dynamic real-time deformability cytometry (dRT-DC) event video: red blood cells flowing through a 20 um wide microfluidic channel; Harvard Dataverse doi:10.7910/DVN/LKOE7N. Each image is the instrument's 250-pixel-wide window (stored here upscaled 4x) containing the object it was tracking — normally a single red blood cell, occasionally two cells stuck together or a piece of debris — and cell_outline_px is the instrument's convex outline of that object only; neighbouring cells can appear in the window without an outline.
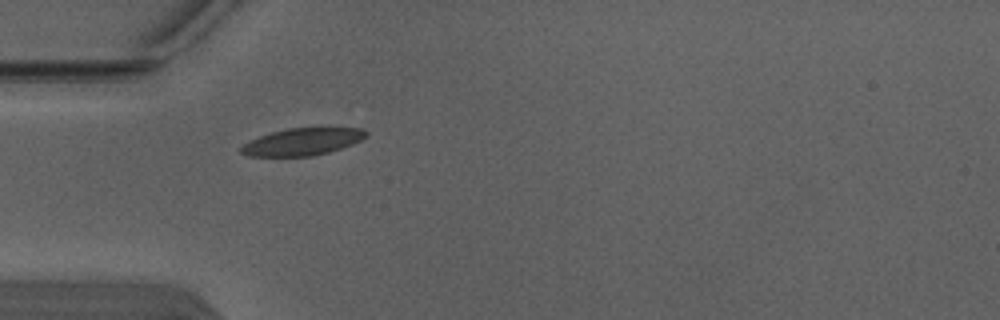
{"species": "Egyptian fruit bat (a non-hibernating species)", "species_latin": "Rousettus aegyptiacus", "temperature_condition": "warm", "stored_images_in_passage": 1, "camera_frame_rate_fps": 3000, "um_per_image_px": 0.085, "animal": {"sex": "male"}, "frame": {"image": 1, "passage_image": 1, "time_ms": 0.0, "image_size_px": [1000, 320], "cell_outline_px": [[368, 136], [352, 144], [328, 152], [312, 156], [248, 156], [240, 152], [240, 148], [244, 144], [260, 136], [272, 132], [288, 128], [328, 124], [332, 124], [364, 128], [368, 132]], "centroid_in_image_um": [25.84, 11.97], "position_along_channel_um": 59.2, "area_um2": 20.75}}